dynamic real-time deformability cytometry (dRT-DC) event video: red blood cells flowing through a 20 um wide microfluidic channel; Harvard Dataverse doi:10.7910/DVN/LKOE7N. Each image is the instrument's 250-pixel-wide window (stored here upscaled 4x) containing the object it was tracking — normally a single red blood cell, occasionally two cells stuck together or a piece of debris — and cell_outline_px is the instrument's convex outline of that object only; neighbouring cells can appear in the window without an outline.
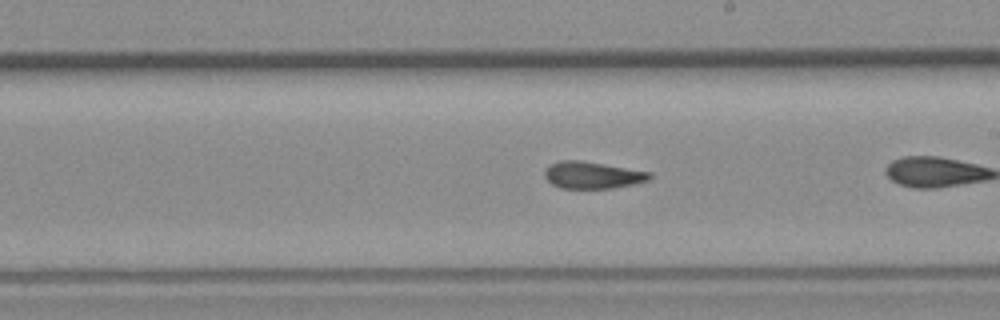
{"species": "common noctule bat (a hibernating species)", "species_latin": "Nyctalus noctula", "temperature_condition": "room temperature", "stored_images_in_passage": 26, "camera_frame_rate_fps": 3000, "um_per_image_px": 0.085, "animal": {"sex": "female", "body_mass_g": 19.3, "forearm_length_mm": 54.1}, "frame": {"image": 1, "passage_image": 15, "time_ms": 4.667, "image_size_px": [1000, 320], "cell_outline_px": [[652, 176], [648, 180], [632, 184], [612, 188], [560, 188], [552, 184], [544, 176], [544, 172], [552, 164], [560, 160], [580, 160], [652, 172]], "centroid_in_image_um": [50.36, 14.88], "position_along_channel_um": 238.6, "area_um2": 16.3}}